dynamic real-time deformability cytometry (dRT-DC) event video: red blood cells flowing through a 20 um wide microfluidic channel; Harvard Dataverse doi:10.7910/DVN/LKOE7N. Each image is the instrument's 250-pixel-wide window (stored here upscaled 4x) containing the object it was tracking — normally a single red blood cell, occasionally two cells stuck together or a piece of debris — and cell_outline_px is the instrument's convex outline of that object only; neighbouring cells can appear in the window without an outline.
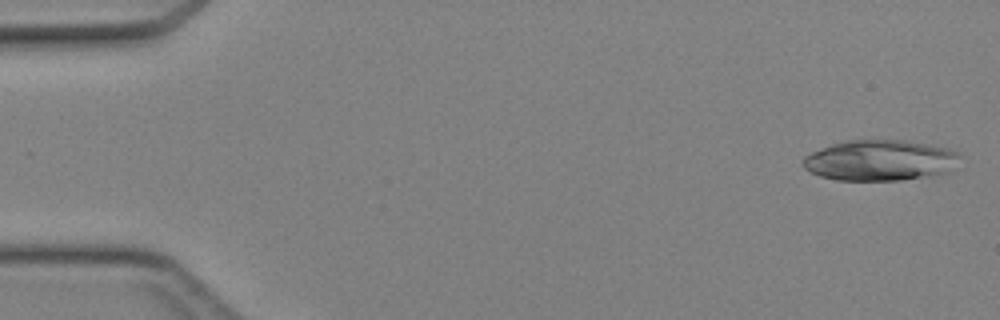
{"species": "Egyptian fruit bat (a non-hibernating species)", "species_latin": "Rousettus aegyptiacus", "temperature_condition": "cold", "stored_images_in_passage": 44, "camera_frame_rate_fps": 3000, "um_per_image_px": 0.085, "animal": {"sex": "female"}, "frame": {"image": 1, "passage_image": 1, "time_ms": 0.0, "image_size_px": [1000, 320], "cell_outline_px": [[964, 156], [948, 172], [900, 180], [836, 180], [820, 176], [804, 168], [804, 156], [812, 152], [832, 144], [844, 140], [904, 140], [928, 144], [948, 148], [960, 152]], "centroid_in_image_um": [74.84, 13.62], "position_along_channel_um": 10.2, "area_um2": 37.22}}
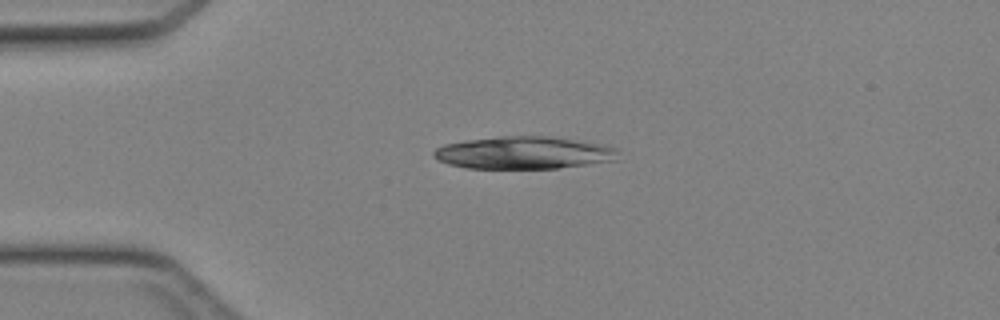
{"frame": {"image": 2, "passage_image": 10, "time_ms": 3.0, "image_size_px": [1000, 320], "cell_outline_px": [[620, 152], [616, 160], [560, 168], [468, 168], [448, 164], [432, 156], [432, 152], [436, 148], [444, 144], [464, 140], [500, 136], [548, 136], [584, 140], [608, 144], [620, 148]], "centroid_in_image_um": [44.6, 12.97], "position_along_channel_um": 40.4, "area_um2": 35.49}}